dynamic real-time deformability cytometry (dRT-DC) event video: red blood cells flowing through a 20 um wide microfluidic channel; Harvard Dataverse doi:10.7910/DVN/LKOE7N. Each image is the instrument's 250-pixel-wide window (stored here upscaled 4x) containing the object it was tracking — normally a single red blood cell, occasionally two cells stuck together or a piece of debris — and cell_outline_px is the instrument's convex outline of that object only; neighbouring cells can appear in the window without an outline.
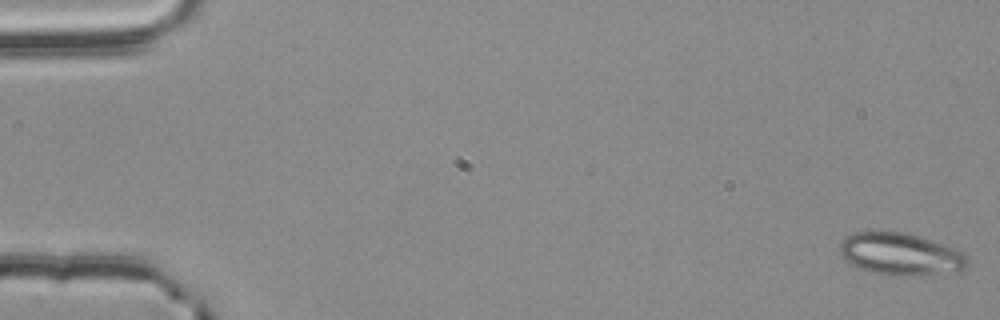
{"species": "common noctule bat (a hibernating species)", "species_latin": "Nyctalus noctula", "temperature_condition": "room temperature", "stored_images_in_passage": 56, "camera_frame_rate_fps": 3000, "um_per_image_px": 0.085, "animal": {"sex": "male", "body_mass_g": 20.4}, "frame": {"image": 1, "passage_image": 1, "time_ms": 0.0, "image_size_px": [1000, 320], "cell_outline_px": [[968, 264], [964, 268], [908, 276], [872, 272], [852, 264], [844, 260], [840, 252], [840, 244], [848, 236], [856, 232], [904, 232], [940, 244], [960, 252], [968, 260]], "centroid_in_image_um": [76.45, 21.58], "position_along_channel_um": 8.6, "area_um2": 29.88}}
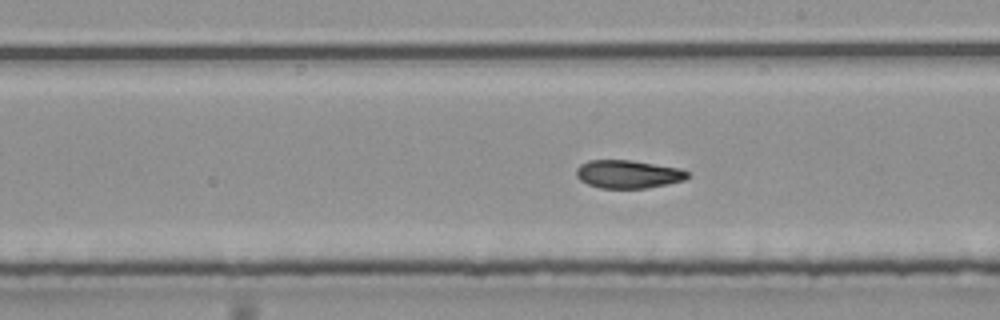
{"frame": {"image": 2, "passage_image": 32, "time_ms": 10.333, "image_size_px": [1000, 320], "cell_outline_px": [[688, 176], [684, 180], [668, 184], [644, 188], [600, 188], [588, 184], [580, 180], [576, 176], [576, 168], [580, 164], [588, 160], [632, 160], [680, 168], [688, 172]], "centroid_in_image_um": [53.36, 14.8], "position_along_channel_um": 235.6, "area_um2": 18.26}}
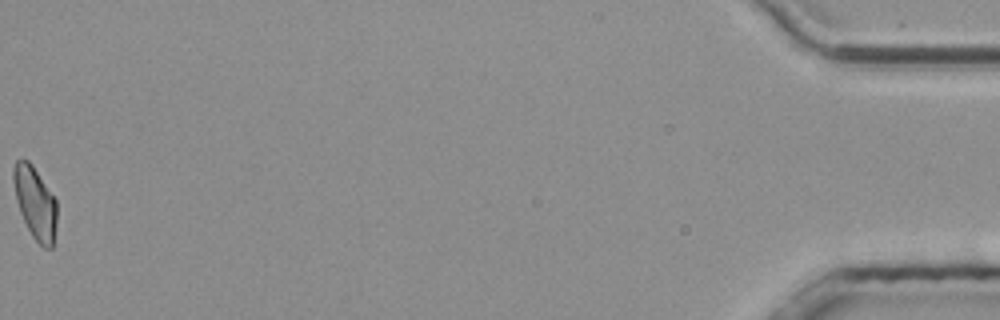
{"frame": {"image": 3, "passage_image": 56, "time_ms": 18.333, "image_size_px": [1000, 320], "cell_outline_px": [[56, 224], [52, 248], [44, 248], [32, 236], [20, 212], [16, 200], [12, 180], [12, 168], [16, 160], [28, 160], [32, 164], [56, 200]], "centroid_in_image_um": [2.96, 17.22], "position_along_channel_um": 432.2, "area_um2": 18.15}, "authors_computed_cell_mechanics": {"area_um2": 18.9873, "velocity_mm_per_s": 3.7888, "shape_relaxation_time_tau1_ms": 6.0555, "shape_relaxation_time_tau2_ms": 3.3265, "deformation_change_tau1": 0.1678, "deformation_change_tau2": 0.094}}